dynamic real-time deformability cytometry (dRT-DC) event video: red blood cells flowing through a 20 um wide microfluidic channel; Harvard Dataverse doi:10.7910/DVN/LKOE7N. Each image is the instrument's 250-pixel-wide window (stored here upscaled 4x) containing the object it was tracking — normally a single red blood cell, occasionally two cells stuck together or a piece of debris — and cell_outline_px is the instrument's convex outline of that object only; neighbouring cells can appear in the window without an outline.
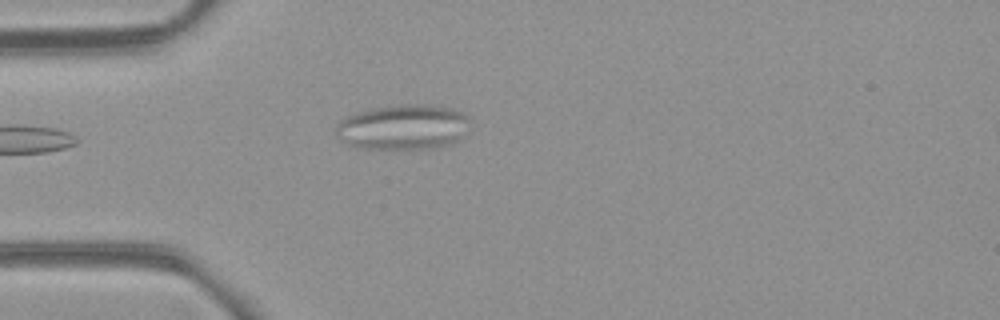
{"species": "common noctule bat (a hibernating species)", "species_latin": "Nyctalus noctula", "temperature_condition": "room temperature", "stored_images_in_passage": 3, "camera_frame_rate_fps": 3000, "um_per_image_px": 0.085, "animal": {"sex": "female", "body_mass_g": 21.9}, "frame": {"image": 1, "passage_image": 2, "time_ms": 1.333, "image_size_px": [1000, 320], "cell_outline_px": [[468, 120], [460, 140], [448, 144], [420, 148], [356, 148], [340, 140], [336, 136], [336, 124], [340, 120], [356, 112], [372, 108], [408, 104], [424, 104], [452, 108], [468, 116]], "centroid_in_image_um": [34.2, 10.79], "position_along_channel_um": 50.8, "area_um2": 34.8}}